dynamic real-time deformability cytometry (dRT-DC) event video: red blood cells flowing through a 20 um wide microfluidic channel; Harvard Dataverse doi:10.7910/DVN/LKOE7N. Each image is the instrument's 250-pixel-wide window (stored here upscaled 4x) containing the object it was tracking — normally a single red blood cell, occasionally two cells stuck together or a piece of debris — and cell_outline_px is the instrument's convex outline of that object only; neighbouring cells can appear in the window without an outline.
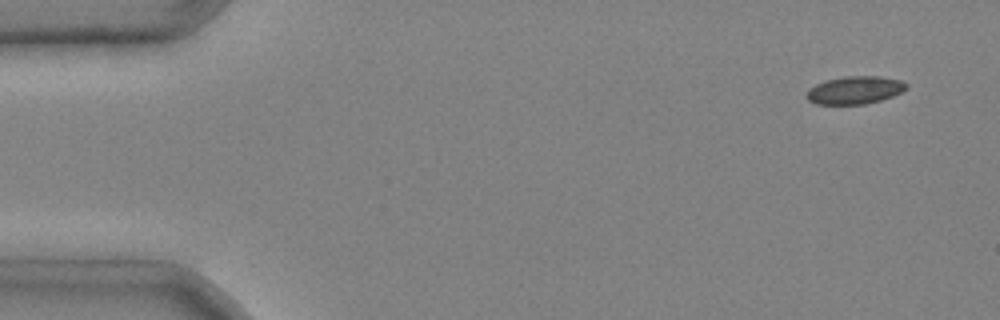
{"species": "common noctule bat (a hibernating species)", "species_latin": "Nyctalus noctula", "temperature_condition": "cold", "stored_images_in_passage": 4, "camera_frame_rate_fps": 3000, "um_per_image_px": 0.085, "animal": {"sex": "male", "body_mass_g": 20.4}, "frame": {"image": 1, "passage_image": 1, "time_ms": 0.0, "image_size_px": [1000, 320], "cell_outline_px": [[908, 88], [892, 96], [880, 100], [864, 104], [816, 104], [808, 100], [808, 88], [824, 80], [844, 76], [880, 76], [900, 80], [908, 84]], "centroid_in_image_um": [72.66, 7.65], "position_along_channel_um": 12.3, "area_um2": 16.13}}
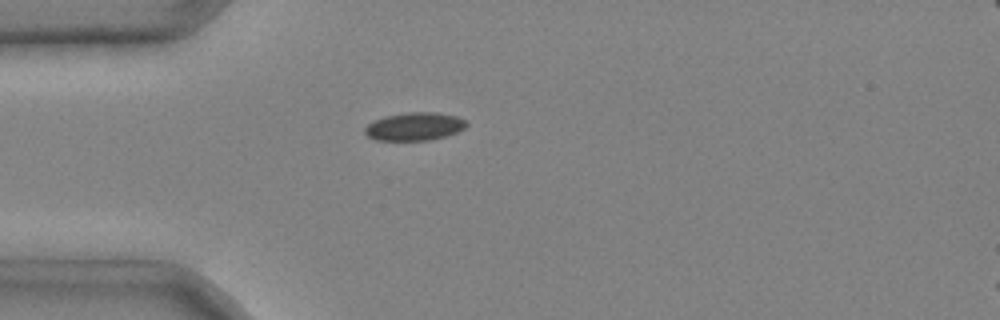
{"frame": {"image": 2, "passage_image": 4, "time_ms": 1.0, "image_size_px": [1000, 320], "cell_outline_px": [[468, 124], [464, 128], [448, 136], [428, 140], [376, 140], [368, 136], [364, 132], [364, 128], [368, 124], [384, 116], [408, 112], [436, 112], [456, 116], [468, 120]], "centroid_in_image_um": [35.26, 10.74], "position_along_channel_um": 49.7, "area_um2": 16.65}}